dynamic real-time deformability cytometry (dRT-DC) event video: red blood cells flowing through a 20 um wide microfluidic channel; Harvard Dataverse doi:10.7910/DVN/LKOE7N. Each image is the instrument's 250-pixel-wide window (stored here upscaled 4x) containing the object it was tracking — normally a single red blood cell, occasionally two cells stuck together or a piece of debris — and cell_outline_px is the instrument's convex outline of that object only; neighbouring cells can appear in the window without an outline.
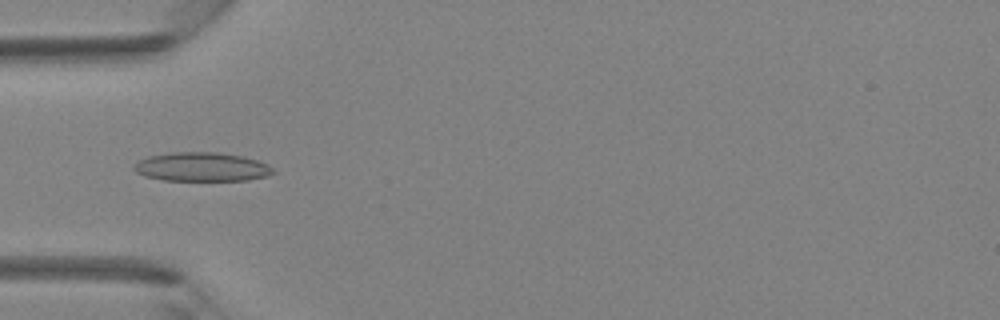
{"species": "Egyptian fruit bat (a non-hibernating species)", "species_latin": "Rousettus aegyptiacus", "temperature_condition": "room temperature", "stored_images_in_passage": 36, "camera_frame_rate_fps": 3000, "um_per_image_px": 0.085, "animal": {"sex": "female"}, "frame": {"image": 1, "passage_image": 8, "time_ms": 2.333, "image_size_px": [1000, 320], "cell_outline_px": [[276, 172], [268, 176], [248, 180], [164, 180], [144, 176], [136, 172], [132, 168], [140, 160], [148, 156], [172, 152], [216, 152], [244, 156], [268, 164]], "centroid_in_image_um": [17.17, 14.18], "position_along_channel_um": 67.8, "area_um2": 23.47}}
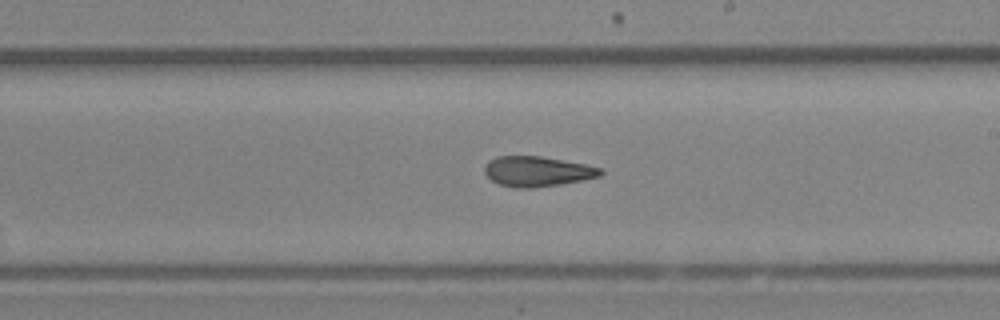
{"frame": {"image": 2, "passage_image": 19, "time_ms": 6.0, "image_size_px": [1000, 320], "cell_outline_px": [[604, 172], [600, 176], [560, 184], [532, 188], [516, 188], [500, 184], [492, 180], [484, 172], [484, 168], [488, 160], [496, 156], [540, 156], [584, 164], [604, 168]], "centroid_in_image_um": [45.66, 14.56], "position_along_channel_um": 243.3, "area_um2": 20.29}}
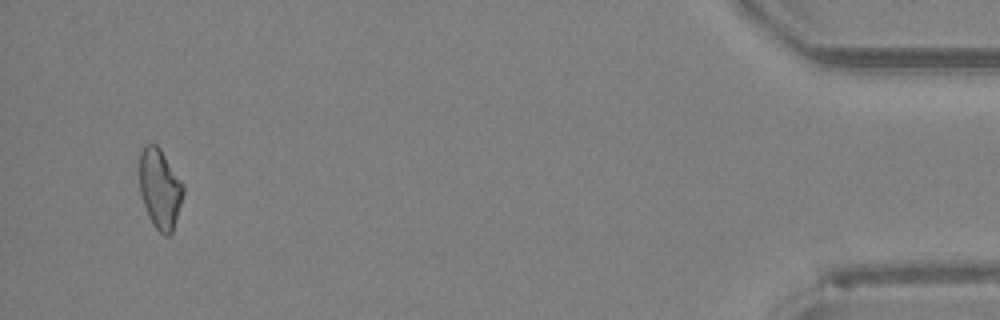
{"frame": {"image": 3, "passage_image": 35, "time_ms": 11.333, "image_size_px": [1000, 320], "cell_outline_px": [[184, 192], [172, 232], [168, 236], [164, 236], [152, 224], [148, 216], [140, 192], [140, 152], [144, 144], [156, 144], [160, 148], [184, 184]], "centroid_in_image_um": [13.59, 16.03], "position_along_channel_um": 421.6, "area_um2": 20.29}}